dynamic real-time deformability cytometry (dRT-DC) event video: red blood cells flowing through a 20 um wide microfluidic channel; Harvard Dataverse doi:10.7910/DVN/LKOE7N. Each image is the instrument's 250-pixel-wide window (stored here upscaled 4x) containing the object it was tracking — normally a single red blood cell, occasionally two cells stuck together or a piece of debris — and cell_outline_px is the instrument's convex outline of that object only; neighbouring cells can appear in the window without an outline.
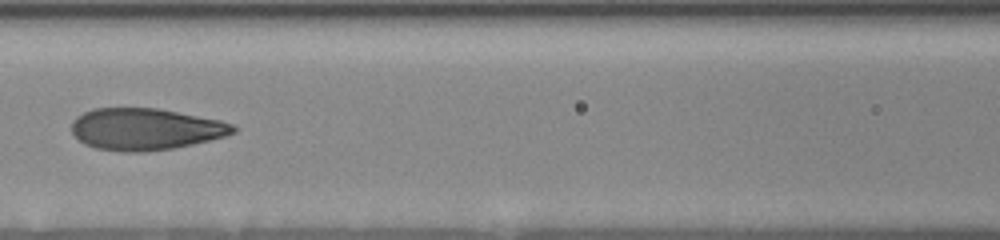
{"species": "human", "species_latin": "Homo sapiens", "temperature_condition": "room temperature", "stored_images_in_passage": 21, "camera_frame_rate_fps": 3000, "um_per_image_px": 0.085, "donor": {"sex": "female"}, "frame": {"image": 1, "passage_image": 8, "time_ms": 7.0, "image_size_px": [1000, 240], "cell_outline_px": [[236, 132], [224, 136], [176, 148], [144, 152], [124, 152], [96, 148], [84, 144], [72, 132], [72, 120], [76, 116], [92, 108], [156, 108], [220, 120], [232, 124], [236, 128]], "centroid_in_image_um": [12.33, 10.98], "position_along_channel_um": 154.3, "area_um2": 39.25}}
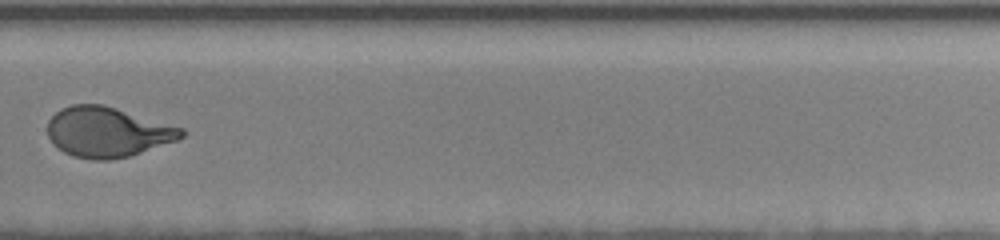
{"frame": {"image": 2, "passage_image": 12, "time_ms": 11.333, "image_size_px": [1000, 240], "cell_outline_px": [[188, 132], [184, 136], [176, 140], [128, 156], [108, 160], [96, 160], [72, 156], [64, 152], [52, 144], [48, 136], [48, 120], [60, 108], [72, 104], [104, 104], [184, 128]], "centroid_in_image_um": [9.12, 11.21], "position_along_channel_um": 320.7, "area_um2": 39.13}}
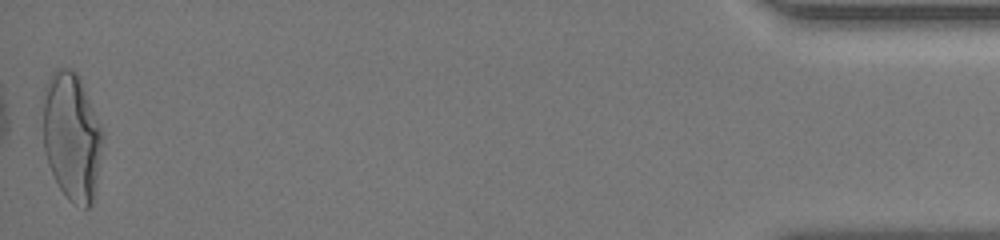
{"frame": {"image": 3, "passage_image": 21, "time_ms": 16.333, "image_size_px": [1000, 240], "cell_outline_px": [[104, 136], [92, 204], [88, 208], [84, 208], [72, 204], [60, 188], [48, 164], [44, 152], [44, 88], [52, 72], [56, 68], [72, 68], [80, 76], [104, 132]], "centroid_in_image_um": [6.12, 11.58], "position_along_channel_um": 429.1, "area_um2": 44.68}, "authors_computed_cell_mechanics": {"area_um2": 40.1132, "velocity_mm_per_s": 3.8782, "shape_relaxation_time_tau1_ms": 4.8096, "shape_relaxation_time_tau2_ms": 0.9177, "deformation_change_tau1": 0.2099, "deformation_change_tau2": 0.0793}}